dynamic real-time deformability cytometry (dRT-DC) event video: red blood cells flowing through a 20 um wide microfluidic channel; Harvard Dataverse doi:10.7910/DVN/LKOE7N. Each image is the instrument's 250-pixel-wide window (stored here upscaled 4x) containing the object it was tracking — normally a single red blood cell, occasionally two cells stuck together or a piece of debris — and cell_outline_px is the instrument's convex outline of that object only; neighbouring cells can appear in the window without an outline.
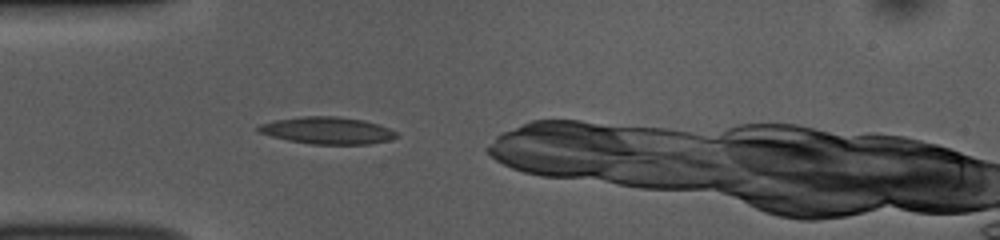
{"species": "common noctule bat (a hibernating species)", "species_latin": "Nyctalus noctula", "temperature_condition": "room temperature", "stored_images_in_passage": 30, "camera_frame_rate_fps": 3000, "um_per_image_px": 0.085, "animal": {"sex": "female", "body_mass_g": 10.0, "forearm_length_mm": 53.1}, "frame": {"image": 1, "passage_image": 2, "time_ms": 0.333, "image_size_px": [1000, 240], "cell_outline_px": [[400, 136], [392, 140], [368, 144], [312, 144], [288, 140], [272, 136], [260, 132], [256, 128], [260, 124], [276, 120], [300, 116], [340, 116], [364, 120], [388, 128], [396, 132]], "centroid_in_image_um": [27.86, 11.09], "position_along_channel_um": 57.1, "area_um2": 21.73}}
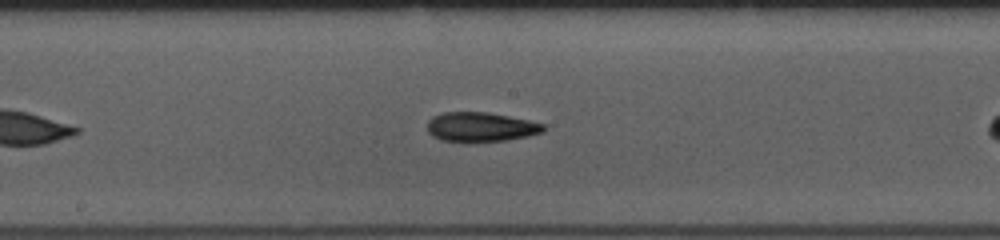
{"frame": {"image": 2, "passage_image": 14, "time_ms": 4.333, "image_size_px": [1000, 240], "cell_outline_px": [[544, 132], [528, 136], [508, 140], [440, 140], [432, 136], [428, 132], [428, 120], [432, 116], [444, 112], [488, 112], [528, 120], [544, 124]], "centroid_in_image_um": [40.86, 10.77], "position_along_channel_um": 207.3, "area_um2": 19.54}}
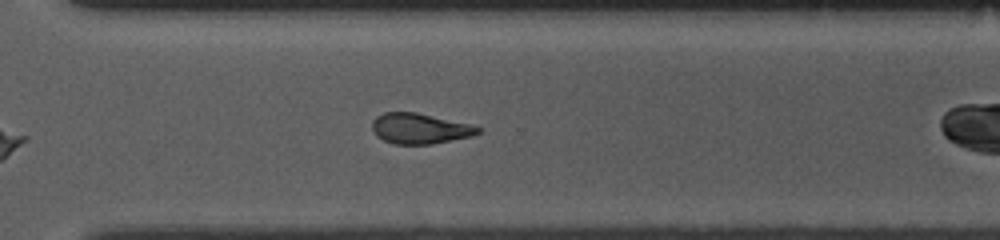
{"frame": {"image": 3, "passage_image": 24, "time_ms": 7.667, "image_size_px": [1000, 240], "cell_outline_px": [[480, 132], [472, 136], [432, 144], [392, 144], [376, 136], [372, 128], [372, 120], [376, 116], [384, 112], [416, 112], [472, 124], [480, 128]], "centroid_in_image_um": [35.67, 10.92], "position_along_channel_um": 334.9, "area_um2": 18.9}}